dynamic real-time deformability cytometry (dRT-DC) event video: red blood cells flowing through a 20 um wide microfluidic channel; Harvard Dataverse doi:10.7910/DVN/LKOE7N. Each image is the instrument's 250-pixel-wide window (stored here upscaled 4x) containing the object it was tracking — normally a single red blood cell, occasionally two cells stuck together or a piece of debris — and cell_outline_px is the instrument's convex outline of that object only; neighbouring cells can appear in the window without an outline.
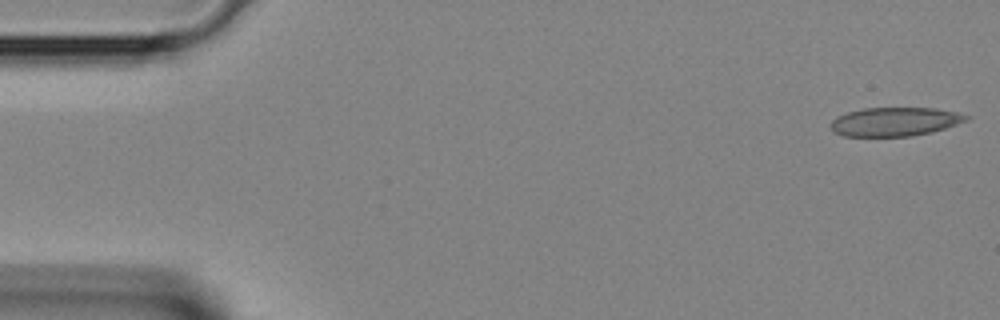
{"species": "Egyptian fruit bat (a non-hibernating species)", "species_latin": "Rousettus aegyptiacus", "temperature_condition": "room temperature", "stored_images_in_passage": 2, "camera_frame_rate_fps": 3000, "um_per_image_px": 0.085, "animal": {"sex": "female"}, "frame": {"image": 1, "passage_image": 1, "time_ms": 0.0, "image_size_px": [1000, 320], "cell_outline_px": [[972, 116], [968, 120], [932, 132], [912, 136], [844, 136], [832, 132], [828, 124], [836, 116], [848, 112], [864, 108], [936, 108], [960, 112]], "centroid_in_image_um": [76.06, 10.34], "position_along_channel_um": 8.9, "area_um2": 23.0}}